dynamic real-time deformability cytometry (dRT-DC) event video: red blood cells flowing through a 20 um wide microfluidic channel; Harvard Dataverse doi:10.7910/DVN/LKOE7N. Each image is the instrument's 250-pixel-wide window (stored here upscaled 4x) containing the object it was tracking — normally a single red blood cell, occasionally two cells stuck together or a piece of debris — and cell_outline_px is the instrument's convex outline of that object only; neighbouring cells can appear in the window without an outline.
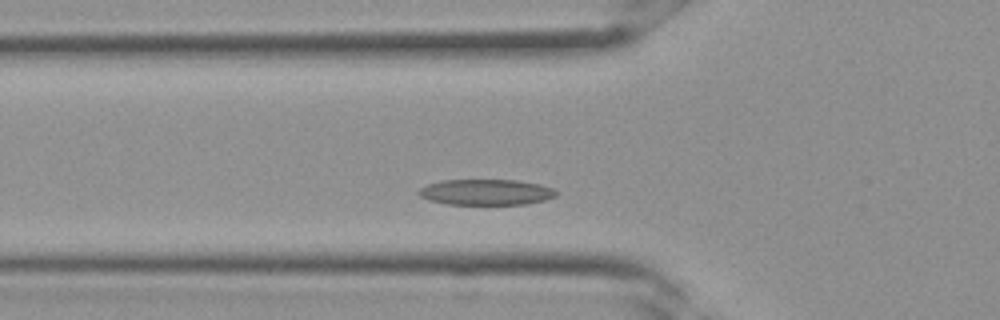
{"species": "Egyptian fruit bat (a non-hibernating species)", "species_latin": "Rousettus aegyptiacus", "temperature_condition": "room temperature", "stored_images_in_passage": 22, "camera_frame_rate_fps": 3000, "um_per_image_px": 0.085, "frame": {"image": 1, "passage_image": 5, "time_ms": 1.333, "image_size_px": [1000, 320], "cell_outline_px": [[560, 192], [556, 196], [544, 200], [524, 204], [448, 204], [428, 200], [420, 196], [416, 192], [420, 188], [428, 184], [440, 180], [516, 180], [540, 184], [552, 188]], "centroid_in_image_um": [41.31, 16.33], "position_along_channel_um": 84.5, "area_um2": 20.69}}
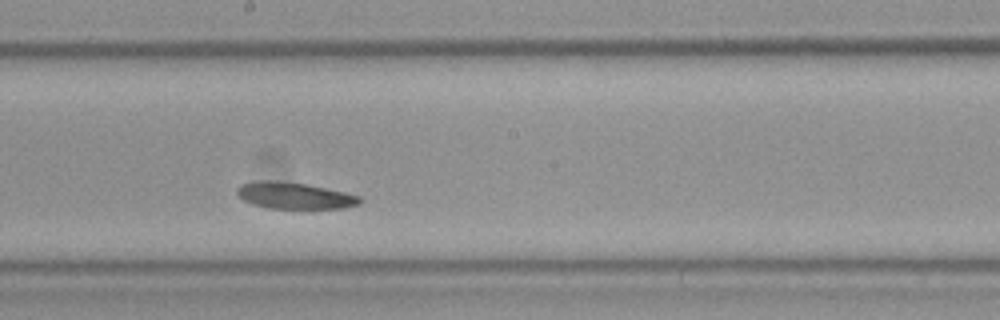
{"frame": {"image": 2, "passage_image": 12, "time_ms": 3.667, "image_size_px": [1000, 320], "cell_outline_px": [[364, 200], [360, 204], [344, 208], [268, 208], [252, 204], [244, 200], [236, 192], [236, 188], [240, 184], [260, 180], [276, 180], [308, 184], [344, 192], [360, 196]], "centroid_in_image_um": [25.04, 16.62], "position_along_channel_um": 223.2, "area_um2": 19.07}}
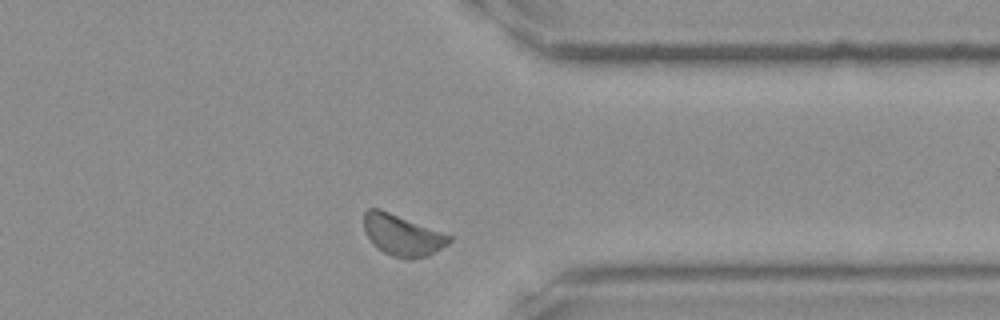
{"frame": {"image": 3, "passage_image": 20, "time_ms": 6.333, "image_size_px": [1000, 320], "cell_outline_px": [[452, 240], [448, 244], [428, 256], [408, 260], [392, 256], [384, 252], [372, 244], [364, 232], [364, 212], [368, 208], [380, 208], [452, 236]], "centroid_in_image_um": [34.17, 19.99], "position_along_channel_um": 377.2, "area_um2": 20.58}}